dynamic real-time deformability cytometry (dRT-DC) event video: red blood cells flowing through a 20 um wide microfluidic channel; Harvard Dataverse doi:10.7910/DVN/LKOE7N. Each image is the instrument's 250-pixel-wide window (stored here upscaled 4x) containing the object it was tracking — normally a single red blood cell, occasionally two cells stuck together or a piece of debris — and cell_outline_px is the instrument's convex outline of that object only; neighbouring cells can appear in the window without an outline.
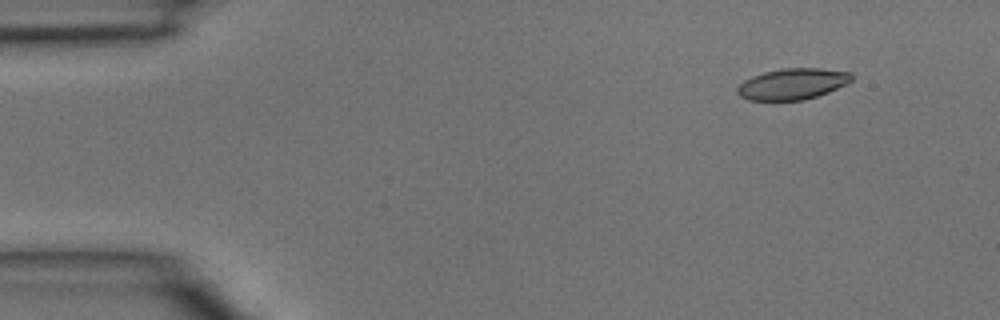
{"species": "common noctule bat (a hibernating species)", "species_latin": "Nyctalus noctula", "temperature_condition": "room temperature", "stored_images_in_passage": 3, "camera_frame_rate_fps": 3000, "um_per_image_px": 0.085, "animal": {"sex": "male", "body_mass_g": 15.6}, "frame": {"image": 1, "passage_image": 1, "time_ms": 0.0, "image_size_px": [1000, 320], "cell_outline_px": [[852, 80], [848, 84], [828, 92], [804, 100], [748, 100], [740, 96], [736, 92], [736, 88], [744, 80], [752, 76], [764, 72], [780, 68], [820, 68], [852, 72]], "centroid_in_image_um": [67.37, 7.13], "position_along_channel_um": 17.6, "area_um2": 20.87}}